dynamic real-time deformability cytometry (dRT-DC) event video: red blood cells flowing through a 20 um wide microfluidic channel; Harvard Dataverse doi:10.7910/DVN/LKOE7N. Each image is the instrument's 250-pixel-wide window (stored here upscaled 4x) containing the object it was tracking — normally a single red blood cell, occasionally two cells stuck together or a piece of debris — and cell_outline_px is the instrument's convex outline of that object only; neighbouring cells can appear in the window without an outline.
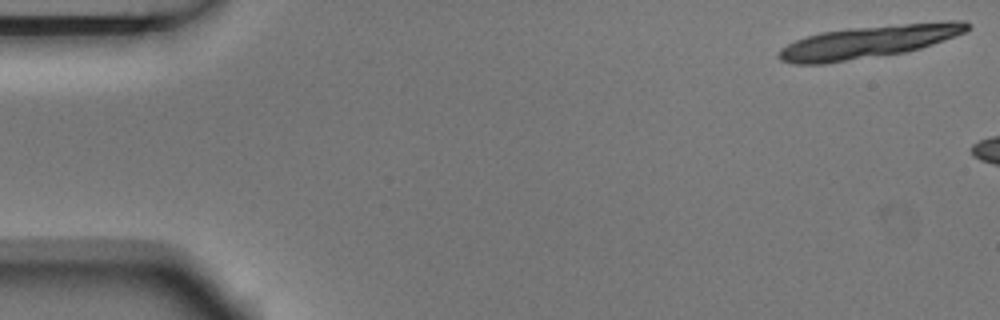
{"species": "Egyptian fruit bat (a non-hibernating species)", "species_latin": "Rousettus aegyptiacus", "temperature_condition": "room temperature", "stored_images_in_passage": 3, "camera_frame_rate_fps": 3000, "um_per_image_px": 0.085, "animal": {"sex": "male"}, "frame": {"image": 1, "passage_image": 1, "time_ms": 0.0, "image_size_px": [1000, 320], "cell_outline_px": [[972, 24], [964, 32], [932, 44], [920, 48], [904, 52], [824, 64], [796, 64], [780, 60], [776, 56], [780, 48], [796, 40], [820, 32], [848, 28], [948, 20], [964, 20]], "centroid_in_image_um": [73.81, 3.54], "position_along_channel_um": 11.2, "area_um2": 35.66}}